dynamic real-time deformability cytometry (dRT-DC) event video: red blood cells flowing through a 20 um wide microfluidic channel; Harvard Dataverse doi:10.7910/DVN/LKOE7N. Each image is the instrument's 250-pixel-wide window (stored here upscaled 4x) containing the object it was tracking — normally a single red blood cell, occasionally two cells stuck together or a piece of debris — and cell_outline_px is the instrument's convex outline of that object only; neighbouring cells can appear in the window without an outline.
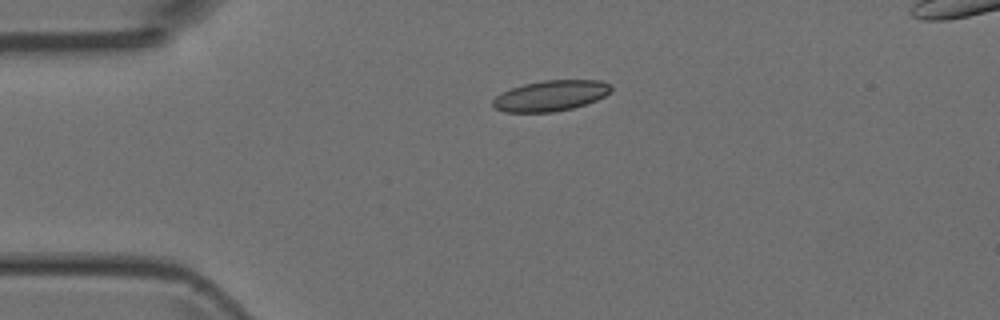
{"species": "Egyptian fruit bat (a non-hibernating species)", "species_latin": "Rousettus aegyptiacus", "temperature_condition": "room temperature", "stored_images_in_passage": 5, "camera_frame_rate_fps": 3000, "um_per_image_px": 0.085, "animal": {"sex": "female"}, "frame": {"image": 1, "passage_image": 2, "time_ms": 2.0, "image_size_px": [1000, 320], "cell_outline_px": [[612, 92], [596, 100], [572, 108], [556, 112], [504, 112], [496, 108], [492, 104], [492, 100], [496, 96], [512, 88], [524, 84], [544, 80], [600, 80], [612, 84]], "centroid_in_image_um": [46.84, 8.13], "position_along_channel_um": 38.2, "area_um2": 21.1}}
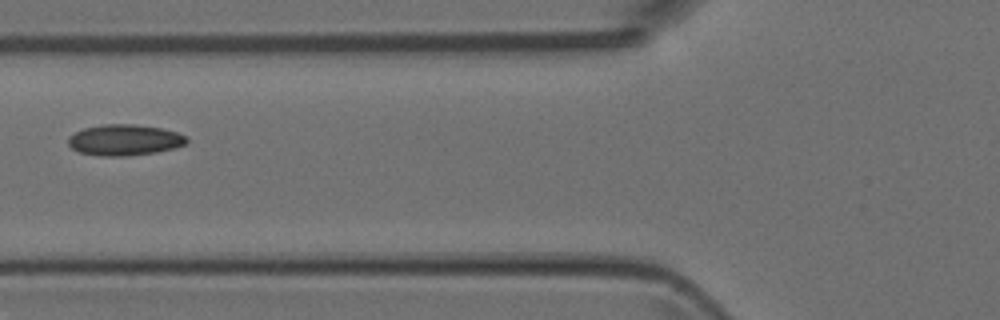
{"frame": {"image": 2, "passage_image": 4, "time_ms": 4.667, "image_size_px": [1000, 320], "cell_outline_px": [[188, 140], [184, 144], [176, 148], [156, 152], [128, 156], [104, 156], [80, 152], [72, 148], [68, 144], [68, 136], [84, 128], [104, 124], [132, 124], [160, 128], [176, 132], [188, 136]], "centroid_in_image_um": [10.6, 11.9], "position_along_channel_um": 115.2, "area_um2": 21.33}}
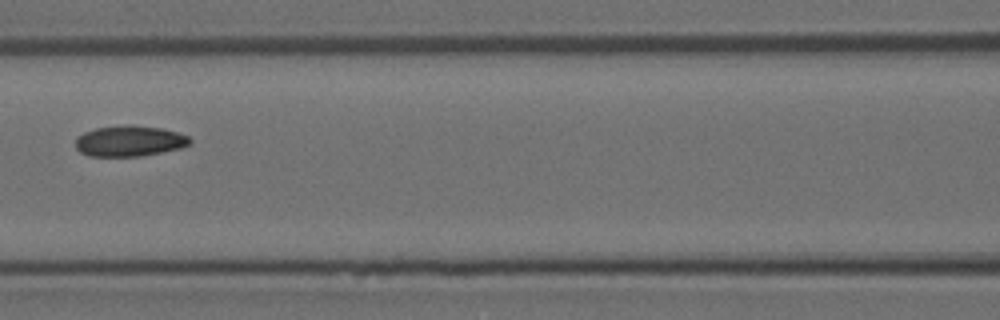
{"frame": {"image": 3, "passage_image": 5, "time_ms": 5.667, "image_size_px": [1000, 320], "cell_outline_px": [[192, 144], [180, 148], [140, 156], [88, 156], [80, 152], [76, 148], [76, 136], [84, 132], [96, 128], [128, 124], [132, 124], [164, 128], [188, 136], [192, 140]], "centroid_in_image_um": [11.01, 11.97], "position_along_channel_um": 155.6, "area_um2": 20.69}}